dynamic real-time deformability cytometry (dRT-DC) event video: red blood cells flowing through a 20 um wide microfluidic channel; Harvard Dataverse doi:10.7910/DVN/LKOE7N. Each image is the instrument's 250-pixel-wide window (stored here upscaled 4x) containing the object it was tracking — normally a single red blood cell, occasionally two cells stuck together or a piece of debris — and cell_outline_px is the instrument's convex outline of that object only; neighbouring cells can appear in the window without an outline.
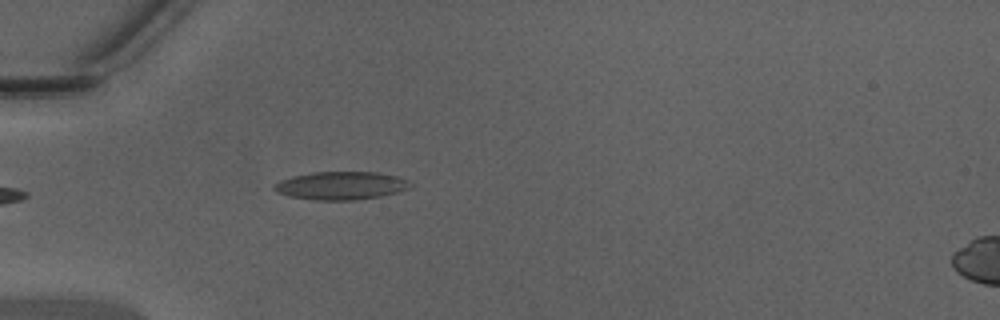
{"species": "Egyptian fruit bat (a non-hibernating species)", "species_latin": "Rousettus aegyptiacus", "temperature_condition": "warm", "stored_images_in_passage": 5, "camera_frame_rate_fps": 3000, "um_per_image_px": 0.085, "animal": {"sex": "male"}, "frame": {"image": 1, "passage_image": 1, "time_ms": 0.0, "image_size_px": [1000, 320], "cell_outline_px": [[412, 184], [408, 188], [396, 192], [380, 196], [352, 200], [316, 200], [288, 196], [276, 192], [272, 188], [272, 184], [280, 180], [292, 176], [312, 172], [376, 172], [396, 176], [408, 180]], "centroid_in_image_um": [28.92, 15.77], "position_along_channel_um": 56.1, "area_um2": 22.25}}